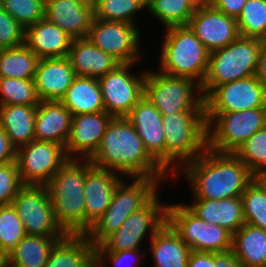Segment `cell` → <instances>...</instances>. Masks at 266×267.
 <instances>
[{
    "mask_svg": "<svg viewBox=\"0 0 266 267\" xmlns=\"http://www.w3.org/2000/svg\"><path fill=\"white\" fill-rule=\"evenodd\" d=\"M25 235L24 225L12 204L0 206V248L9 253Z\"/></svg>",
    "mask_w": 266,
    "mask_h": 267,
    "instance_id": "cell-40",
    "label": "cell"
},
{
    "mask_svg": "<svg viewBox=\"0 0 266 267\" xmlns=\"http://www.w3.org/2000/svg\"><path fill=\"white\" fill-rule=\"evenodd\" d=\"M245 223L266 230V192L254 180L241 194Z\"/></svg>",
    "mask_w": 266,
    "mask_h": 267,
    "instance_id": "cell-38",
    "label": "cell"
},
{
    "mask_svg": "<svg viewBox=\"0 0 266 267\" xmlns=\"http://www.w3.org/2000/svg\"><path fill=\"white\" fill-rule=\"evenodd\" d=\"M64 237L26 234L9 252V267H44L51 249Z\"/></svg>",
    "mask_w": 266,
    "mask_h": 267,
    "instance_id": "cell-32",
    "label": "cell"
},
{
    "mask_svg": "<svg viewBox=\"0 0 266 267\" xmlns=\"http://www.w3.org/2000/svg\"><path fill=\"white\" fill-rule=\"evenodd\" d=\"M187 1L195 10L211 4V0H185Z\"/></svg>",
    "mask_w": 266,
    "mask_h": 267,
    "instance_id": "cell-51",
    "label": "cell"
},
{
    "mask_svg": "<svg viewBox=\"0 0 266 267\" xmlns=\"http://www.w3.org/2000/svg\"><path fill=\"white\" fill-rule=\"evenodd\" d=\"M37 106L0 105V126L17 149L34 140Z\"/></svg>",
    "mask_w": 266,
    "mask_h": 267,
    "instance_id": "cell-30",
    "label": "cell"
},
{
    "mask_svg": "<svg viewBox=\"0 0 266 267\" xmlns=\"http://www.w3.org/2000/svg\"><path fill=\"white\" fill-rule=\"evenodd\" d=\"M123 178L117 172L94 167L85 159V235L107 210L115 188Z\"/></svg>",
    "mask_w": 266,
    "mask_h": 267,
    "instance_id": "cell-18",
    "label": "cell"
},
{
    "mask_svg": "<svg viewBox=\"0 0 266 267\" xmlns=\"http://www.w3.org/2000/svg\"><path fill=\"white\" fill-rule=\"evenodd\" d=\"M85 159H69L46 184L56 220L68 235H85Z\"/></svg>",
    "mask_w": 266,
    "mask_h": 267,
    "instance_id": "cell-3",
    "label": "cell"
},
{
    "mask_svg": "<svg viewBox=\"0 0 266 267\" xmlns=\"http://www.w3.org/2000/svg\"><path fill=\"white\" fill-rule=\"evenodd\" d=\"M73 38L45 17L25 28L24 45L39 58L67 57Z\"/></svg>",
    "mask_w": 266,
    "mask_h": 267,
    "instance_id": "cell-23",
    "label": "cell"
},
{
    "mask_svg": "<svg viewBox=\"0 0 266 267\" xmlns=\"http://www.w3.org/2000/svg\"><path fill=\"white\" fill-rule=\"evenodd\" d=\"M166 221L191 250L217 253L232 249L231 232L219 225L206 223L184 202H167Z\"/></svg>",
    "mask_w": 266,
    "mask_h": 267,
    "instance_id": "cell-10",
    "label": "cell"
},
{
    "mask_svg": "<svg viewBox=\"0 0 266 267\" xmlns=\"http://www.w3.org/2000/svg\"><path fill=\"white\" fill-rule=\"evenodd\" d=\"M148 242L150 249L147 251L151 252L154 263L152 267H187L192 250L167 221Z\"/></svg>",
    "mask_w": 266,
    "mask_h": 267,
    "instance_id": "cell-27",
    "label": "cell"
},
{
    "mask_svg": "<svg viewBox=\"0 0 266 267\" xmlns=\"http://www.w3.org/2000/svg\"><path fill=\"white\" fill-rule=\"evenodd\" d=\"M205 115L207 148L220 153H235L248 138L266 127V107Z\"/></svg>",
    "mask_w": 266,
    "mask_h": 267,
    "instance_id": "cell-9",
    "label": "cell"
},
{
    "mask_svg": "<svg viewBox=\"0 0 266 267\" xmlns=\"http://www.w3.org/2000/svg\"><path fill=\"white\" fill-rule=\"evenodd\" d=\"M255 175L266 169V127L254 133L234 153Z\"/></svg>",
    "mask_w": 266,
    "mask_h": 267,
    "instance_id": "cell-39",
    "label": "cell"
},
{
    "mask_svg": "<svg viewBox=\"0 0 266 267\" xmlns=\"http://www.w3.org/2000/svg\"><path fill=\"white\" fill-rule=\"evenodd\" d=\"M39 103L33 80L0 77V105L37 106Z\"/></svg>",
    "mask_w": 266,
    "mask_h": 267,
    "instance_id": "cell-36",
    "label": "cell"
},
{
    "mask_svg": "<svg viewBox=\"0 0 266 267\" xmlns=\"http://www.w3.org/2000/svg\"><path fill=\"white\" fill-rule=\"evenodd\" d=\"M187 26L209 53L227 46L240 36L236 18L227 16L211 4L196 9Z\"/></svg>",
    "mask_w": 266,
    "mask_h": 267,
    "instance_id": "cell-17",
    "label": "cell"
},
{
    "mask_svg": "<svg viewBox=\"0 0 266 267\" xmlns=\"http://www.w3.org/2000/svg\"><path fill=\"white\" fill-rule=\"evenodd\" d=\"M236 20L241 37L266 38V0H247Z\"/></svg>",
    "mask_w": 266,
    "mask_h": 267,
    "instance_id": "cell-37",
    "label": "cell"
},
{
    "mask_svg": "<svg viewBox=\"0 0 266 267\" xmlns=\"http://www.w3.org/2000/svg\"><path fill=\"white\" fill-rule=\"evenodd\" d=\"M39 58L24 44L0 50V77L33 80Z\"/></svg>",
    "mask_w": 266,
    "mask_h": 267,
    "instance_id": "cell-33",
    "label": "cell"
},
{
    "mask_svg": "<svg viewBox=\"0 0 266 267\" xmlns=\"http://www.w3.org/2000/svg\"><path fill=\"white\" fill-rule=\"evenodd\" d=\"M165 134V171L172 177L207 149L205 111H178L162 115Z\"/></svg>",
    "mask_w": 266,
    "mask_h": 267,
    "instance_id": "cell-4",
    "label": "cell"
},
{
    "mask_svg": "<svg viewBox=\"0 0 266 267\" xmlns=\"http://www.w3.org/2000/svg\"><path fill=\"white\" fill-rule=\"evenodd\" d=\"M205 114L266 107V88L255 75L215 87L204 98Z\"/></svg>",
    "mask_w": 266,
    "mask_h": 267,
    "instance_id": "cell-16",
    "label": "cell"
},
{
    "mask_svg": "<svg viewBox=\"0 0 266 267\" xmlns=\"http://www.w3.org/2000/svg\"><path fill=\"white\" fill-rule=\"evenodd\" d=\"M1 7L27 28L44 18L45 0H1Z\"/></svg>",
    "mask_w": 266,
    "mask_h": 267,
    "instance_id": "cell-41",
    "label": "cell"
},
{
    "mask_svg": "<svg viewBox=\"0 0 266 267\" xmlns=\"http://www.w3.org/2000/svg\"><path fill=\"white\" fill-rule=\"evenodd\" d=\"M94 18L137 25L136 14L146 11V0H94Z\"/></svg>",
    "mask_w": 266,
    "mask_h": 267,
    "instance_id": "cell-35",
    "label": "cell"
},
{
    "mask_svg": "<svg viewBox=\"0 0 266 267\" xmlns=\"http://www.w3.org/2000/svg\"><path fill=\"white\" fill-rule=\"evenodd\" d=\"M69 160L61 144L33 140L16 149V163L23 185H46Z\"/></svg>",
    "mask_w": 266,
    "mask_h": 267,
    "instance_id": "cell-14",
    "label": "cell"
},
{
    "mask_svg": "<svg viewBox=\"0 0 266 267\" xmlns=\"http://www.w3.org/2000/svg\"><path fill=\"white\" fill-rule=\"evenodd\" d=\"M218 267H244L232 250L218 252Z\"/></svg>",
    "mask_w": 266,
    "mask_h": 267,
    "instance_id": "cell-49",
    "label": "cell"
},
{
    "mask_svg": "<svg viewBox=\"0 0 266 267\" xmlns=\"http://www.w3.org/2000/svg\"><path fill=\"white\" fill-rule=\"evenodd\" d=\"M60 102L72 116L105 111L97 78L76 76Z\"/></svg>",
    "mask_w": 266,
    "mask_h": 267,
    "instance_id": "cell-29",
    "label": "cell"
},
{
    "mask_svg": "<svg viewBox=\"0 0 266 267\" xmlns=\"http://www.w3.org/2000/svg\"><path fill=\"white\" fill-rule=\"evenodd\" d=\"M156 194L144 207L132 213L121 227L106 237L95 251H124L145 249L144 240H149L166 222L167 203Z\"/></svg>",
    "mask_w": 266,
    "mask_h": 267,
    "instance_id": "cell-11",
    "label": "cell"
},
{
    "mask_svg": "<svg viewBox=\"0 0 266 267\" xmlns=\"http://www.w3.org/2000/svg\"><path fill=\"white\" fill-rule=\"evenodd\" d=\"M147 69L144 96L162 115L178 111H205L201 85L194 79Z\"/></svg>",
    "mask_w": 266,
    "mask_h": 267,
    "instance_id": "cell-8",
    "label": "cell"
},
{
    "mask_svg": "<svg viewBox=\"0 0 266 267\" xmlns=\"http://www.w3.org/2000/svg\"><path fill=\"white\" fill-rule=\"evenodd\" d=\"M255 76L266 88V38L261 39L258 66Z\"/></svg>",
    "mask_w": 266,
    "mask_h": 267,
    "instance_id": "cell-48",
    "label": "cell"
},
{
    "mask_svg": "<svg viewBox=\"0 0 266 267\" xmlns=\"http://www.w3.org/2000/svg\"><path fill=\"white\" fill-rule=\"evenodd\" d=\"M94 167L124 177H172L149 155L143 141L126 117H112L101 143L88 159Z\"/></svg>",
    "mask_w": 266,
    "mask_h": 267,
    "instance_id": "cell-2",
    "label": "cell"
},
{
    "mask_svg": "<svg viewBox=\"0 0 266 267\" xmlns=\"http://www.w3.org/2000/svg\"><path fill=\"white\" fill-rule=\"evenodd\" d=\"M254 180L262 187V189L266 192V169L257 172L254 175Z\"/></svg>",
    "mask_w": 266,
    "mask_h": 267,
    "instance_id": "cell-50",
    "label": "cell"
},
{
    "mask_svg": "<svg viewBox=\"0 0 266 267\" xmlns=\"http://www.w3.org/2000/svg\"><path fill=\"white\" fill-rule=\"evenodd\" d=\"M189 202L184 204L203 221L219 225L232 234L245 223L241 197L220 200L191 198Z\"/></svg>",
    "mask_w": 266,
    "mask_h": 267,
    "instance_id": "cell-24",
    "label": "cell"
},
{
    "mask_svg": "<svg viewBox=\"0 0 266 267\" xmlns=\"http://www.w3.org/2000/svg\"><path fill=\"white\" fill-rule=\"evenodd\" d=\"M247 0H211V5L227 16L238 18Z\"/></svg>",
    "mask_w": 266,
    "mask_h": 267,
    "instance_id": "cell-46",
    "label": "cell"
},
{
    "mask_svg": "<svg viewBox=\"0 0 266 267\" xmlns=\"http://www.w3.org/2000/svg\"><path fill=\"white\" fill-rule=\"evenodd\" d=\"M25 28L0 7V50L22 46Z\"/></svg>",
    "mask_w": 266,
    "mask_h": 267,
    "instance_id": "cell-43",
    "label": "cell"
},
{
    "mask_svg": "<svg viewBox=\"0 0 266 267\" xmlns=\"http://www.w3.org/2000/svg\"><path fill=\"white\" fill-rule=\"evenodd\" d=\"M16 161V148L10 143L9 137L0 126V166Z\"/></svg>",
    "mask_w": 266,
    "mask_h": 267,
    "instance_id": "cell-47",
    "label": "cell"
},
{
    "mask_svg": "<svg viewBox=\"0 0 266 267\" xmlns=\"http://www.w3.org/2000/svg\"><path fill=\"white\" fill-rule=\"evenodd\" d=\"M75 77L67 57L39 59L33 81L40 101H60Z\"/></svg>",
    "mask_w": 266,
    "mask_h": 267,
    "instance_id": "cell-22",
    "label": "cell"
},
{
    "mask_svg": "<svg viewBox=\"0 0 266 267\" xmlns=\"http://www.w3.org/2000/svg\"><path fill=\"white\" fill-rule=\"evenodd\" d=\"M139 30L138 25L94 18L87 38L120 63H138L144 56Z\"/></svg>",
    "mask_w": 266,
    "mask_h": 267,
    "instance_id": "cell-15",
    "label": "cell"
},
{
    "mask_svg": "<svg viewBox=\"0 0 266 267\" xmlns=\"http://www.w3.org/2000/svg\"><path fill=\"white\" fill-rule=\"evenodd\" d=\"M44 17L73 39L87 37L94 19L89 0H45Z\"/></svg>",
    "mask_w": 266,
    "mask_h": 267,
    "instance_id": "cell-21",
    "label": "cell"
},
{
    "mask_svg": "<svg viewBox=\"0 0 266 267\" xmlns=\"http://www.w3.org/2000/svg\"><path fill=\"white\" fill-rule=\"evenodd\" d=\"M146 10L156 22L164 26L163 29L187 26L195 11L185 0H146Z\"/></svg>",
    "mask_w": 266,
    "mask_h": 267,
    "instance_id": "cell-34",
    "label": "cell"
},
{
    "mask_svg": "<svg viewBox=\"0 0 266 267\" xmlns=\"http://www.w3.org/2000/svg\"><path fill=\"white\" fill-rule=\"evenodd\" d=\"M187 267H218V252H190Z\"/></svg>",
    "mask_w": 266,
    "mask_h": 267,
    "instance_id": "cell-45",
    "label": "cell"
},
{
    "mask_svg": "<svg viewBox=\"0 0 266 267\" xmlns=\"http://www.w3.org/2000/svg\"><path fill=\"white\" fill-rule=\"evenodd\" d=\"M180 174V175H179ZM185 179L192 198L226 199L241 197L254 181V174L234 153L207 148L195 160L185 163L172 176V182Z\"/></svg>",
    "mask_w": 266,
    "mask_h": 267,
    "instance_id": "cell-1",
    "label": "cell"
},
{
    "mask_svg": "<svg viewBox=\"0 0 266 267\" xmlns=\"http://www.w3.org/2000/svg\"><path fill=\"white\" fill-rule=\"evenodd\" d=\"M67 58L76 76L97 79L121 64L111 55L98 49L87 37L73 39Z\"/></svg>",
    "mask_w": 266,
    "mask_h": 267,
    "instance_id": "cell-26",
    "label": "cell"
},
{
    "mask_svg": "<svg viewBox=\"0 0 266 267\" xmlns=\"http://www.w3.org/2000/svg\"><path fill=\"white\" fill-rule=\"evenodd\" d=\"M22 186L16 161L0 166V206L12 204Z\"/></svg>",
    "mask_w": 266,
    "mask_h": 267,
    "instance_id": "cell-44",
    "label": "cell"
},
{
    "mask_svg": "<svg viewBox=\"0 0 266 267\" xmlns=\"http://www.w3.org/2000/svg\"><path fill=\"white\" fill-rule=\"evenodd\" d=\"M146 251V249L95 251V264L98 267H108L109 265H112L110 267H141L143 263H147V260H144Z\"/></svg>",
    "mask_w": 266,
    "mask_h": 267,
    "instance_id": "cell-42",
    "label": "cell"
},
{
    "mask_svg": "<svg viewBox=\"0 0 266 267\" xmlns=\"http://www.w3.org/2000/svg\"><path fill=\"white\" fill-rule=\"evenodd\" d=\"M164 30L157 70L194 79L201 85L208 70L209 52L188 26H172Z\"/></svg>",
    "mask_w": 266,
    "mask_h": 267,
    "instance_id": "cell-6",
    "label": "cell"
},
{
    "mask_svg": "<svg viewBox=\"0 0 266 267\" xmlns=\"http://www.w3.org/2000/svg\"><path fill=\"white\" fill-rule=\"evenodd\" d=\"M231 250L244 267H266V230L244 223L233 234Z\"/></svg>",
    "mask_w": 266,
    "mask_h": 267,
    "instance_id": "cell-31",
    "label": "cell"
},
{
    "mask_svg": "<svg viewBox=\"0 0 266 267\" xmlns=\"http://www.w3.org/2000/svg\"><path fill=\"white\" fill-rule=\"evenodd\" d=\"M112 116L105 111L72 116L65 144L69 159H89L99 147Z\"/></svg>",
    "mask_w": 266,
    "mask_h": 267,
    "instance_id": "cell-19",
    "label": "cell"
},
{
    "mask_svg": "<svg viewBox=\"0 0 266 267\" xmlns=\"http://www.w3.org/2000/svg\"><path fill=\"white\" fill-rule=\"evenodd\" d=\"M0 267H9V253L0 248Z\"/></svg>",
    "mask_w": 266,
    "mask_h": 267,
    "instance_id": "cell-52",
    "label": "cell"
},
{
    "mask_svg": "<svg viewBox=\"0 0 266 267\" xmlns=\"http://www.w3.org/2000/svg\"><path fill=\"white\" fill-rule=\"evenodd\" d=\"M138 63H121L114 70L98 78L105 112L112 117H126L131 108L144 96L147 70L132 71Z\"/></svg>",
    "mask_w": 266,
    "mask_h": 267,
    "instance_id": "cell-12",
    "label": "cell"
},
{
    "mask_svg": "<svg viewBox=\"0 0 266 267\" xmlns=\"http://www.w3.org/2000/svg\"><path fill=\"white\" fill-rule=\"evenodd\" d=\"M126 118L135 128L149 155L165 170V134L162 114L145 96Z\"/></svg>",
    "mask_w": 266,
    "mask_h": 267,
    "instance_id": "cell-20",
    "label": "cell"
},
{
    "mask_svg": "<svg viewBox=\"0 0 266 267\" xmlns=\"http://www.w3.org/2000/svg\"><path fill=\"white\" fill-rule=\"evenodd\" d=\"M95 247L86 235H67L51 249L44 267H92Z\"/></svg>",
    "mask_w": 266,
    "mask_h": 267,
    "instance_id": "cell-28",
    "label": "cell"
},
{
    "mask_svg": "<svg viewBox=\"0 0 266 267\" xmlns=\"http://www.w3.org/2000/svg\"><path fill=\"white\" fill-rule=\"evenodd\" d=\"M72 114L60 101H40L37 105L34 140L50 141L65 147Z\"/></svg>",
    "mask_w": 266,
    "mask_h": 267,
    "instance_id": "cell-25",
    "label": "cell"
},
{
    "mask_svg": "<svg viewBox=\"0 0 266 267\" xmlns=\"http://www.w3.org/2000/svg\"><path fill=\"white\" fill-rule=\"evenodd\" d=\"M26 234L67 236L58 224L46 185H23L12 201Z\"/></svg>",
    "mask_w": 266,
    "mask_h": 267,
    "instance_id": "cell-13",
    "label": "cell"
},
{
    "mask_svg": "<svg viewBox=\"0 0 266 267\" xmlns=\"http://www.w3.org/2000/svg\"><path fill=\"white\" fill-rule=\"evenodd\" d=\"M261 39L241 37L209 53L208 70L201 84L205 98L215 87L255 75Z\"/></svg>",
    "mask_w": 266,
    "mask_h": 267,
    "instance_id": "cell-7",
    "label": "cell"
},
{
    "mask_svg": "<svg viewBox=\"0 0 266 267\" xmlns=\"http://www.w3.org/2000/svg\"><path fill=\"white\" fill-rule=\"evenodd\" d=\"M127 179L131 177H124L118 183L109 207L86 233L94 247L117 231L132 213L140 210L159 193L158 190L164 186L162 183L172 181L171 179L132 177L128 183Z\"/></svg>",
    "mask_w": 266,
    "mask_h": 267,
    "instance_id": "cell-5",
    "label": "cell"
}]
</instances>
